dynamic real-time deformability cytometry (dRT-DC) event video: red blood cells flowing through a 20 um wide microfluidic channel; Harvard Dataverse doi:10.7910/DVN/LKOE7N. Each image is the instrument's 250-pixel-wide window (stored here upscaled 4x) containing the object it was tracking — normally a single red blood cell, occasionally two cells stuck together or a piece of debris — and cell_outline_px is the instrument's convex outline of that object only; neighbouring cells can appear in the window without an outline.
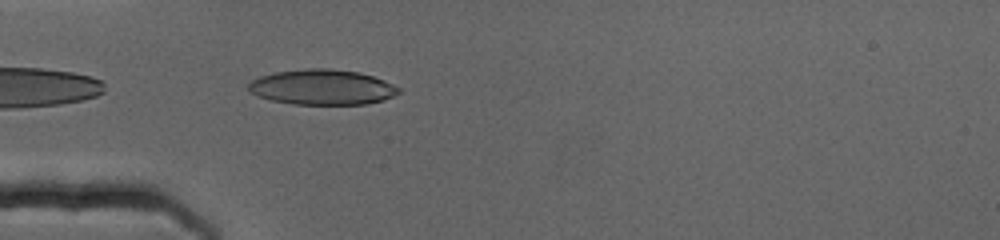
{"species": "human", "species_latin": "Homo sapiens", "temperature_condition": "cold", "stored_images_in_passage": 52, "camera_frame_rate_fps": 3000, "um_per_image_px": 0.085, "donor": {"sex": "female"}, "frame": {"image": 1, "passage_image": 2, "time_ms": 0.333, "image_size_px": [1000, 240], "cell_outline_px": [[400, 92], [384, 100], [364, 104], [292, 104], [272, 100], [260, 96], [252, 92], [248, 88], [248, 84], [252, 80], [260, 76], [276, 72], [308, 68], [328, 68], [360, 72], [384, 80], [400, 88]], "centroid_in_image_um": [27.41, 7.4], "position_along_channel_um": 57.6, "area_um2": 30.69}}
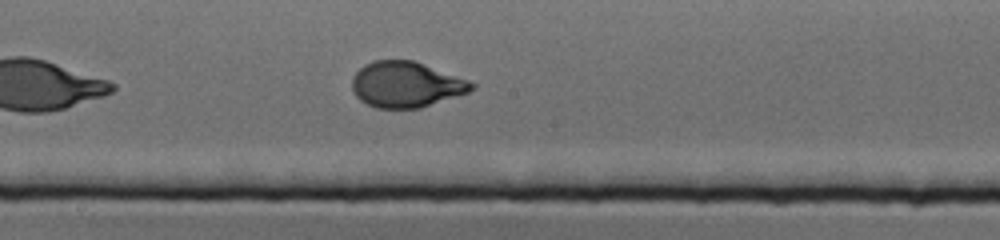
{"frame": {"image": 2, "passage_image": 19, "time_ms": 6.0, "image_size_px": [1000, 240], "cell_outline_px": [[476, 88], [468, 92], [420, 108], [376, 108], [360, 100], [356, 96], [352, 88], [352, 80], [356, 72], [364, 64], [376, 60], [412, 60], [468, 80], [476, 84]], "centroid_in_image_um": [34.5, 7.19], "position_along_channel_um": 213.7, "area_um2": 31.56}}
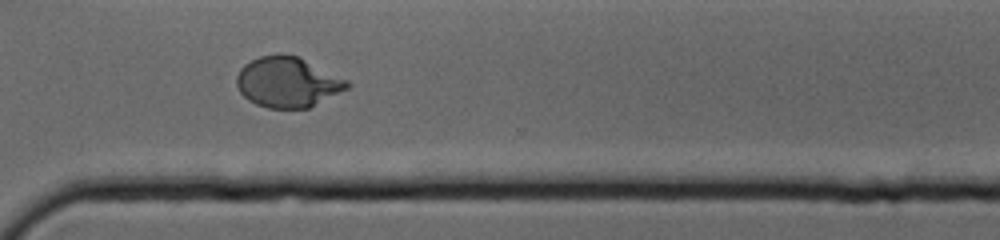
{"frame": {"image": 3, "passage_image": 33, "time_ms": 10.667, "image_size_px": [1000, 240], "cell_outline_px": [[352, 84], [348, 88], [308, 108], [268, 108], [256, 104], [248, 100], [240, 92], [236, 84], [236, 76], [240, 68], [244, 64], [260, 56], [280, 52], [284, 52], [296, 56], [348, 80]], "centroid_in_image_um": [24.41, 6.97], "position_along_channel_um": 346.2, "area_um2": 32.37}}